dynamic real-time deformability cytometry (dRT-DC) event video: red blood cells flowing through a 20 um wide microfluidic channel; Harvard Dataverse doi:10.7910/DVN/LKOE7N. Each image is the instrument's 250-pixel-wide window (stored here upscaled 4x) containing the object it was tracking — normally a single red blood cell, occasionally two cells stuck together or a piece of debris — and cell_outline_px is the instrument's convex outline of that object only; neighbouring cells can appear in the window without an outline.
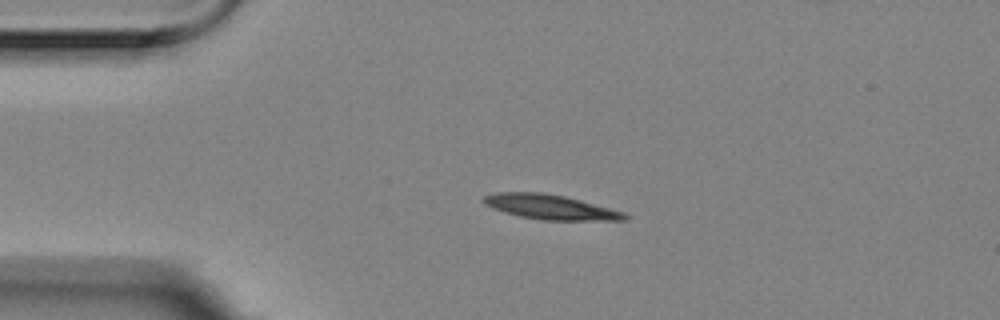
{"species": "Egyptian fruit bat (a non-hibernating species)", "species_latin": "Rousettus aegyptiacus", "temperature_condition": "room temperature", "stored_images_in_passage": 4, "camera_frame_rate_fps": 3000, "um_per_image_px": 0.085, "animal": {"sex": "female"}, "frame": {"image": 1, "passage_image": 3, "time_ms": 0.667, "image_size_px": [1000, 320], "cell_outline_px": [[632, 216], [628, 220], [540, 220], [520, 216], [504, 212], [492, 208], [484, 204], [480, 200], [484, 196], [496, 192], [544, 192], [564, 196], [580, 200], [624, 212]], "centroid_in_image_um": [46.77, 17.59], "position_along_channel_um": 38.2, "area_um2": 20.46}}
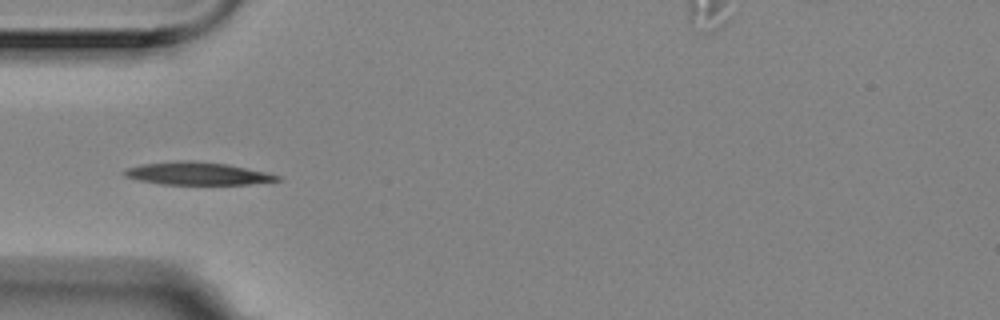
{"frame": {"image": 2, "passage_image": 4, "time_ms": 1.0, "image_size_px": [1000, 320], "cell_outline_px": [[284, 180], [248, 184], [160, 184], [136, 180], [124, 176], [120, 172], [124, 168], [140, 164], [176, 160], [192, 160], [228, 164], [268, 172], [280, 176]], "centroid_in_image_um": [16.73, 14.74], "position_along_channel_um": 68.3, "area_um2": 20.69}}